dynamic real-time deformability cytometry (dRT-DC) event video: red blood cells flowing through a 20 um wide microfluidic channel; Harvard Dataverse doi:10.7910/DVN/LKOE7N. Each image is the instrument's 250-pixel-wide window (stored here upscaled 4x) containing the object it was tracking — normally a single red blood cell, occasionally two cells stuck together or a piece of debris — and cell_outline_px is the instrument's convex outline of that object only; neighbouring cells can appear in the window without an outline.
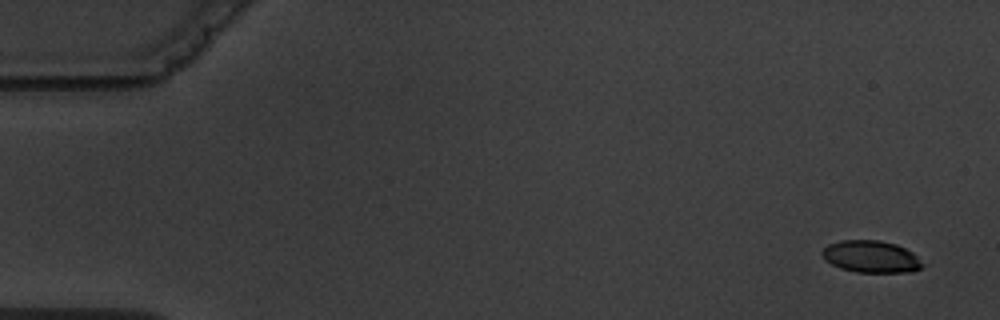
{"species": "common noctule bat (a hibernating species)", "species_latin": "Nyctalus noctula", "temperature_condition": "warm", "stored_images_in_passage": 4, "camera_frame_rate_fps": 3000, "um_per_image_px": 0.085, "animal": {"sex": "male", "body_mass_g": 19.5, "forearm_length_mm": 54.6}, "frame": {"image": 1, "passage_image": 1, "time_ms": 0.0, "image_size_px": [1000, 320], "cell_outline_px": [[924, 264], [920, 268], [912, 272], [856, 272], [840, 268], [824, 260], [820, 252], [828, 244], [840, 240], [880, 240], [896, 244], [912, 252]], "centroid_in_image_um": [74.01, 21.81], "position_along_channel_um": 11.0, "area_um2": 18.79}}